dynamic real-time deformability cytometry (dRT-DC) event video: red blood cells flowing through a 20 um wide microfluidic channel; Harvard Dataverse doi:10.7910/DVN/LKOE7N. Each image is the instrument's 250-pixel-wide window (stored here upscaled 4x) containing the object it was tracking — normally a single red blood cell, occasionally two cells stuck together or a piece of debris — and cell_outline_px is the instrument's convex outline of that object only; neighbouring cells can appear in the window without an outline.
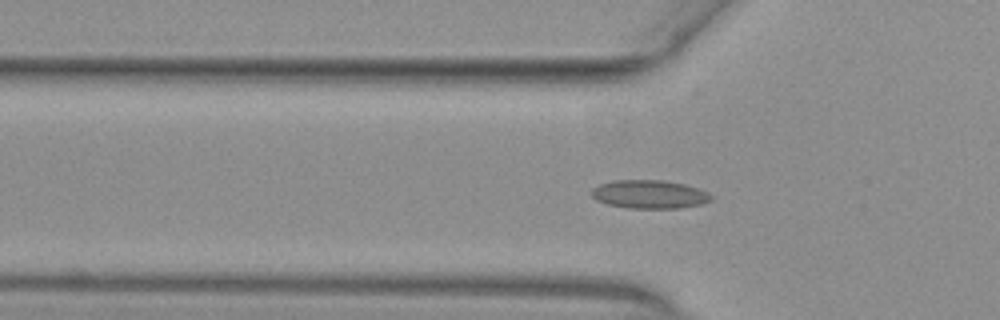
{"species": "common noctule bat (a hibernating species)", "species_latin": "Nyctalus noctula", "temperature_condition": "warm", "stored_images_in_passage": 54, "camera_frame_rate_fps": 3000, "um_per_image_px": 0.085, "animal": {"sex": "female", "body_mass_g": 29.2, "forearm_length_mm": 56.3}, "frame": {"image": 1, "passage_image": 18, "time_ms": 5.667, "image_size_px": [1000, 320], "cell_outline_px": [[712, 200], [700, 204], [680, 208], [628, 208], [608, 204], [596, 200], [588, 192], [592, 188], [600, 184], [612, 180], [664, 180], [684, 184], [708, 192], [712, 196]], "centroid_in_image_um": [55.16, 16.51], "position_along_channel_um": 70.6, "area_um2": 19.88}}
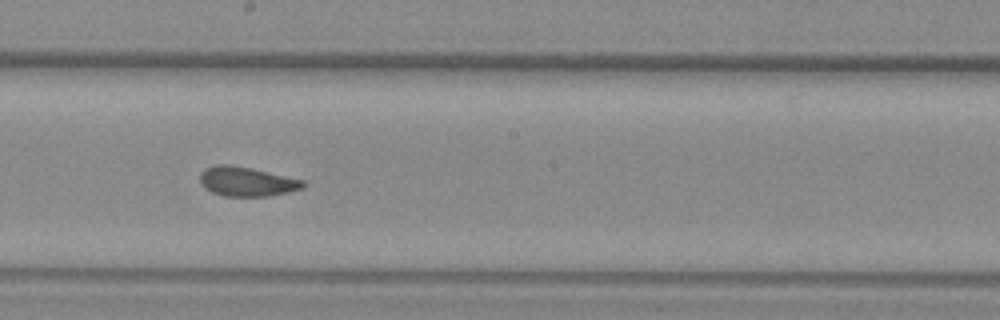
{"frame": {"image": 2, "passage_image": 30, "time_ms": 9.667, "image_size_px": [1000, 320], "cell_outline_px": [[308, 184], [304, 188], [272, 196], [224, 196], [212, 192], [204, 188], [200, 184], [200, 172], [204, 168], [216, 164], [228, 164], [248, 168], [304, 180]], "centroid_in_image_um": [20.96, 15.44], "position_along_channel_um": 227.2, "area_um2": 17.74}}
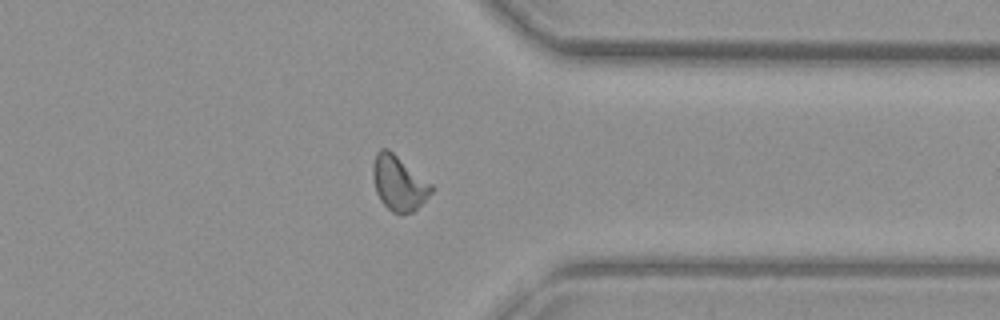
{"frame": {"image": 3, "passage_image": 42, "time_ms": 13.667, "image_size_px": [1000, 320], "cell_outline_px": [[436, 188], [412, 212], [400, 216], [392, 212], [380, 200], [376, 192], [372, 176], [372, 164], [376, 152], [380, 148], [388, 148], [432, 184]], "centroid_in_image_um": [33.88, 15.56], "position_along_channel_um": 377.5, "area_um2": 18.84}, "authors_computed_cell_mechanics": {"area_um2": 18.1781, "velocity_mm_per_s": 3.9104, "shape_relaxation_time_tau1_ms": 9.753, "shape_relaxation_time_tau2_ms": 1.4949, "deformation_change_tau1": 0.1679, "deformation_change_tau2": 0.0529}}